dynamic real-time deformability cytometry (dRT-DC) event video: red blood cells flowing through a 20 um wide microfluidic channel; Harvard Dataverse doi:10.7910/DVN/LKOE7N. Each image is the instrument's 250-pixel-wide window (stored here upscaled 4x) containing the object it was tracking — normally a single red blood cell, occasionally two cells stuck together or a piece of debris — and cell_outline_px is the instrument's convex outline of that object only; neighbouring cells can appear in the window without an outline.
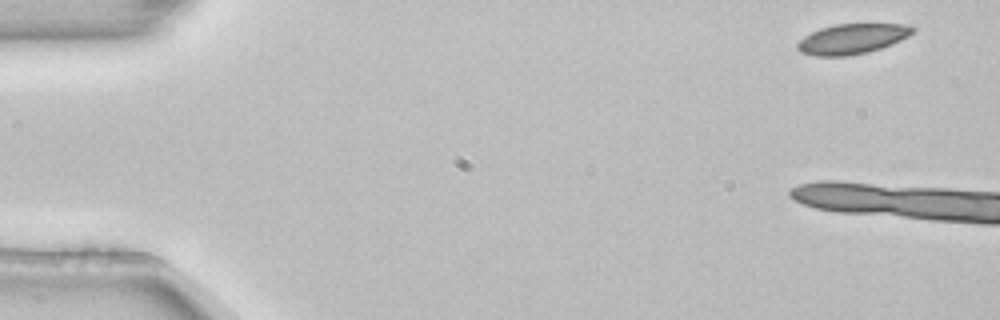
{"species": "common noctule bat (a hibernating species)", "species_latin": "Nyctalus noctula", "temperature_condition": "room temperature", "stored_images_in_passage": 8, "camera_frame_rate_fps": 3000, "um_per_image_px": 0.085, "animal": {"sex": "female", "body_mass_g": 22.7, "forearm_length_mm": 54.2}, "frame": {"image": 1, "passage_image": 1, "time_ms": 0.0, "image_size_px": [1000, 320], "cell_outline_px": [[916, 28], [908, 36], [892, 44], [868, 52], [848, 56], [816, 56], [800, 52], [796, 48], [796, 44], [804, 36], [820, 28], [836, 24], [912, 24]], "centroid_in_image_um": [72.43, 3.3], "position_along_channel_um": 12.6, "area_um2": 20.29}}
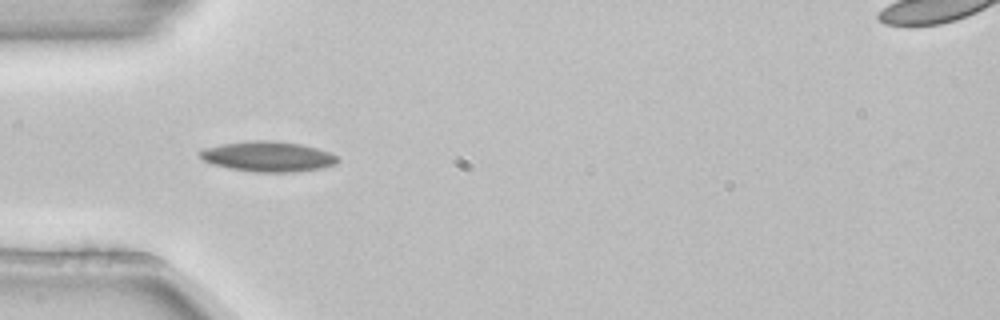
{"frame": {"image": 2, "passage_image": 5, "time_ms": 1.333, "image_size_px": [1000, 320], "cell_outline_px": [[340, 160], [336, 164], [320, 168], [292, 172], [256, 172], [232, 168], [212, 164], [204, 160], [200, 156], [200, 152], [204, 148], [224, 144], [252, 140], [272, 140], [304, 144], [332, 152], [340, 156]], "centroid_in_image_um": [22.87, 13.29], "position_along_channel_um": 62.1, "area_um2": 24.33}}